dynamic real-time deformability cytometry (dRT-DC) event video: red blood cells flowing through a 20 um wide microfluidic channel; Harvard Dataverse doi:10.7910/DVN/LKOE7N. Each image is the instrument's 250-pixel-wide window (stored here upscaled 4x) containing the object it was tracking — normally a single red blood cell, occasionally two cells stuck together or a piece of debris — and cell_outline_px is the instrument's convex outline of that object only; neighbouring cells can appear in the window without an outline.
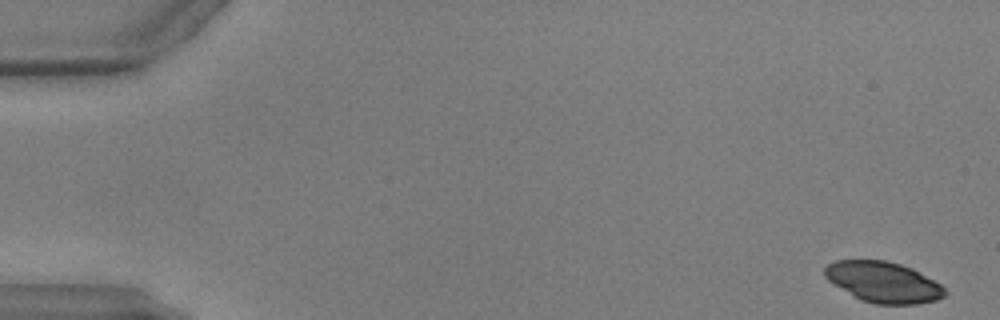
{"species": "common noctule bat (a hibernating species)", "species_latin": "Nyctalus noctula", "temperature_condition": "warm", "stored_images_in_passage": 16, "camera_frame_rate_fps": 3000, "um_per_image_px": 0.085, "animal": {"sex": "male", "body_mass_g": 17.9, "forearm_length_mm": 54.2}, "frame": {"image": 1, "passage_image": 1, "time_ms": 0.0, "image_size_px": [1000, 320], "cell_outline_px": [[948, 292], [944, 296], [936, 300], [916, 304], [876, 304], [860, 300], [828, 280], [824, 276], [824, 268], [828, 264], [836, 260], [884, 260], [900, 264], [912, 268], [940, 284]], "centroid_in_image_um": [75.08, 23.98], "position_along_channel_um": 9.9, "area_um2": 28.38}}